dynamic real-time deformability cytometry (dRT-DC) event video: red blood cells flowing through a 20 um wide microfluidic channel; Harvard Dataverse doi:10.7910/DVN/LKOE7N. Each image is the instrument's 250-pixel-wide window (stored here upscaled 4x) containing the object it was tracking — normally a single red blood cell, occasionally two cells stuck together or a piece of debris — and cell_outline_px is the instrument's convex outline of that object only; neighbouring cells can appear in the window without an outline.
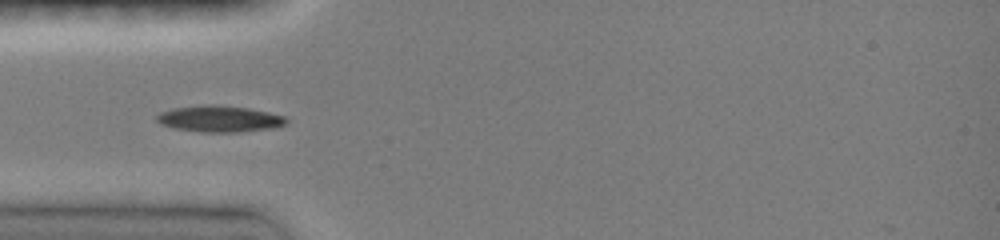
{"species": "common noctule bat (a hibernating species)", "species_latin": "Nyctalus noctula", "temperature_condition": "room temperature", "stored_images_in_passage": 25, "camera_frame_rate_fps": 3000, "um_per_image_px": 0.085, "animal": {"sex": "female", "body_mass_g": 19.0, "forearm_length_mm": 51.5}, "frame": {"image": 1, "passage_image": 1, "time_ms": 0.0, "image_size_px": [1000, 240], "cell_outline_px": [[288, 120], [284, 124], [272, 128], [236, 132], [204, 132], [172, 128], [160, 124], [156, 120], [156, 116], [160, 112], [172, 108], [200, 104], [216, 104], [248, 108], [268, 112], [284, 116]], "centroid_in_image_um": [18.59, 10.08], "position_along_channel_um": 66.4, "area_um2": 20.0}}
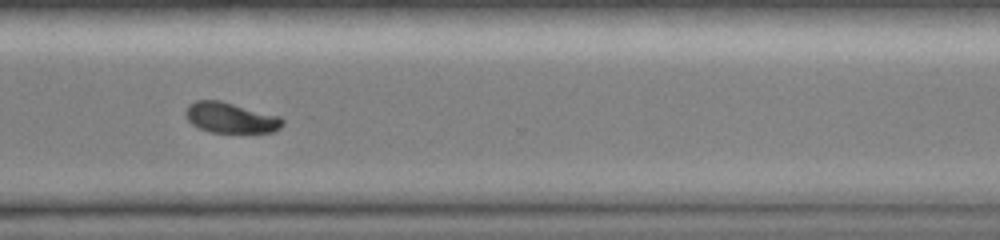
{"frame": {"image": 2, "passage_image": 16, "time_ms": 7.0, "image_size_px": [1000, 240], "cell_outline_px": [[284, 124], [280, 128], [272, 132], [208, 132], [192, 124], [188, 120], [184, 112], [188, 104], [196, 100], [220, 100], [280, 116], [284, 120]], "centroid_in_image_um": [19.59, 10.0], "position_along_channel_um": 351.0, "area_um2": 17.28}}
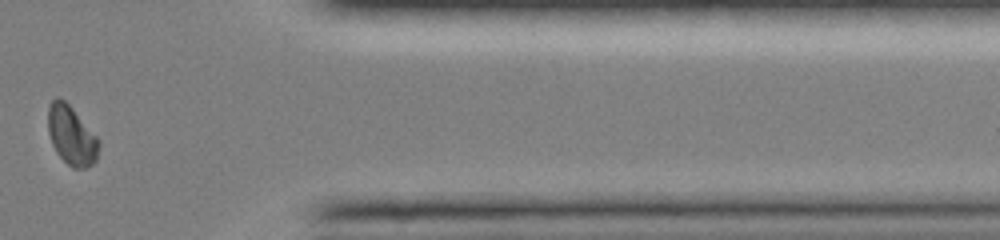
{"frame": {"image": 3, "passage_image": 18, "time_ms": 8.667, "image_size_px": [1000, 240], "cell_outline_px": [[100, 144], [96, 160], [92, 164], [84, 168], [72, 168], [56, 152], [52, 144], [48, 132], [48, 108], [52, 100], [56, 96], [64, 100], [72, 108], [100, 140]], "centroid_in_image_um": [6.07, 11.51], "position_along_channel_um": 405.3, "area_um2": 17.4}}